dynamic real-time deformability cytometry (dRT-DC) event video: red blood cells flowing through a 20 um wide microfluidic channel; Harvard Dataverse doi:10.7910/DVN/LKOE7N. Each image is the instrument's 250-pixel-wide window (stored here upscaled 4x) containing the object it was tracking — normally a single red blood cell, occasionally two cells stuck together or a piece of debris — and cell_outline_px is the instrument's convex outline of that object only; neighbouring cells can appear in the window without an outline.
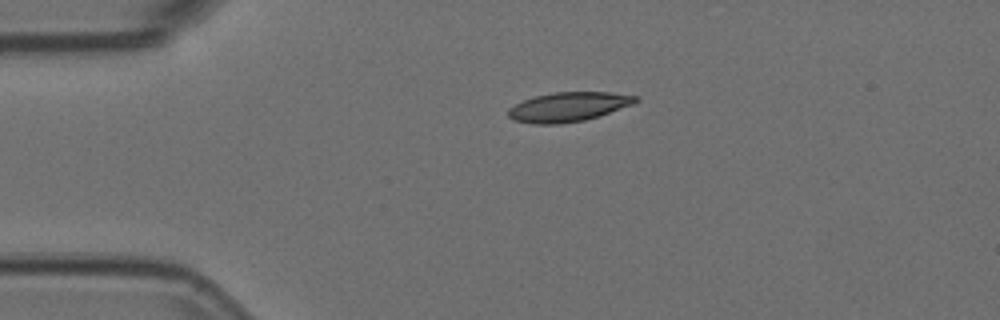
{"species": "Egyptian fruit bat (a non-hibernating species)", "species_latin": "Rousettus aegyptiacus", "temperature_condition": "room temperature", "stored_images_in_passage": 2, "camera_frame_rate_fps": 3000, "um_per_image_px": 0.085, "animal": {"sex": "female"}, "frame": {"image": 1, "passage_image": 1, "time_ms": 0.0, "image_size_px": [1000, 320], "cell_outline_px": [[640, 100], [632, 104], [584, 120], [560, 124], [532, 124], [512, 120], [508, 116], [508, 108], [524, 100], [536, 96], [552, 92], [612, 92], [640, 96]], "centroid_in_image_um": [48.29, 9.08], "position_along_channel_um": 36.7, "area_um2": 21.73}}